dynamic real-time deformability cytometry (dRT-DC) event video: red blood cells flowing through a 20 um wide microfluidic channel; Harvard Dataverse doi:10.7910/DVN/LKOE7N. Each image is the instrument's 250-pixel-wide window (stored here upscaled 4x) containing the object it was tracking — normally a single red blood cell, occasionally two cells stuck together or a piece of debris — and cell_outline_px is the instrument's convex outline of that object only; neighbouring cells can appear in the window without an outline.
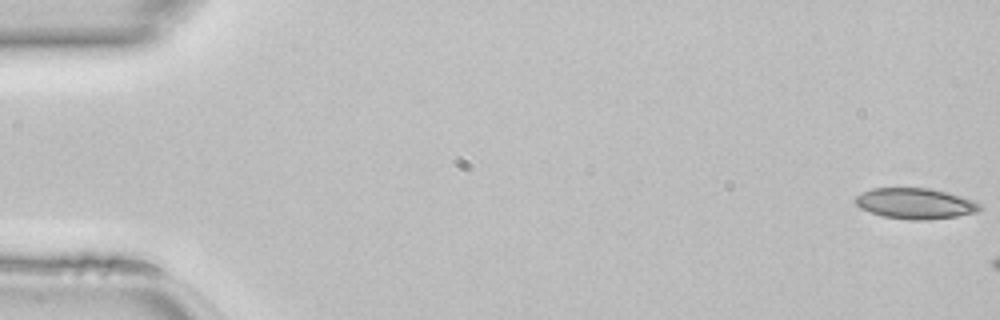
{"species": "common noctule bat (a hibernating species)", "species_latin": "Nyctalus noctula", "temperature_condition": "room temperature", "stored_images_in_passage": 7, "camera_frame_rate_fps": 3000, "um_per_image_px": 0.085, "animal": {"sex": "female", "body_mass_g": 22.7, "forearm_length_mm": 54.2}, "frame": {"image": 1, "passage_image": 1, "time_ms": 0.0, "image_size_px": [1000, 320], "cell_outline_px": [[984, 208], [976, 212], [956, 216], [928, 220], [908, 220], [884, 216], [860, 208], [852, 200], [856, 196], [872, 188], [928, 188], [948, 192], [972, 200], [980, 204]], "centroid_in_image_um": [77.8, 17.3], "position_along_channel_um": 7.2, "area_um2": 22.25}}